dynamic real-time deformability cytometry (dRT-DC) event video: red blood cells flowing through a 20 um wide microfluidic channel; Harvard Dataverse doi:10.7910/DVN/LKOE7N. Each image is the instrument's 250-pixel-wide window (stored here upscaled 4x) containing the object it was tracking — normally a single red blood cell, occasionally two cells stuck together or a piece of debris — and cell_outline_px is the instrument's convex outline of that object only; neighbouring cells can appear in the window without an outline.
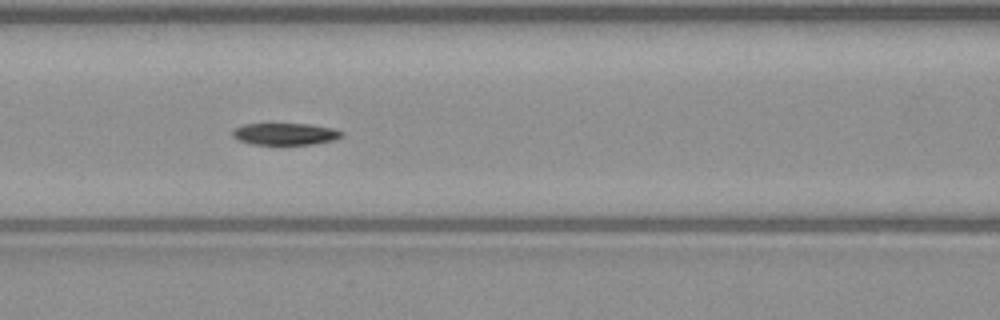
{"species": "common noctule bat (a hibernating species)", "species_latin": "Nyctalus noctula", "temperature_condition": "warm", "stored_images_in_passage": 39, "camera_frame_rate_fps": 3000, "um_per_image_px": 0.085, "animal": {"sex": "male", "body_mass_g": 23.1, "forearm_length_mm": 52.7}, "frame": {"image": 1, "passage_image": 10, "time_ms": 3.0, "image_size_px": [1000, 320], "cell_outline_px": [[344, 136], [336, 140], [312, 144], [252, 144], [240, 140], [232, 136], [232, 132], [236, 128], [244, 124], [308, 124], [336, 128], [344, 132]], "centroid_in_image_um": [24.33, 11.38], "position_along_channel_um": 142.3, "area_um2": 13.93}}
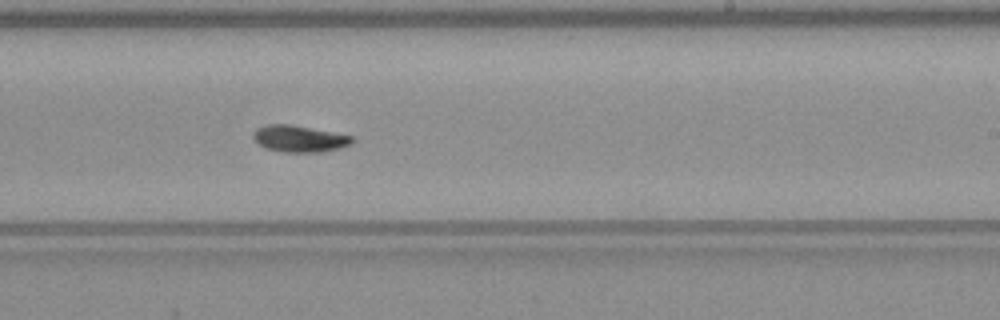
{"frame": {"image": 2, "passage_image": 19, "time_ms": 6.0, "image_size_px": [1000, 320], "cell_outline_px": [[352, 144], [340, 148], [320, 152], [284, 152], [264, 148], [252, 136], [252, 132], [256, 128], [264, 124], [288, 124], [352, 136]], "centroid_in_image_um": [25.39, 11.79], "position_along_channel_um": 263.6, "area_um2": 15.2}}
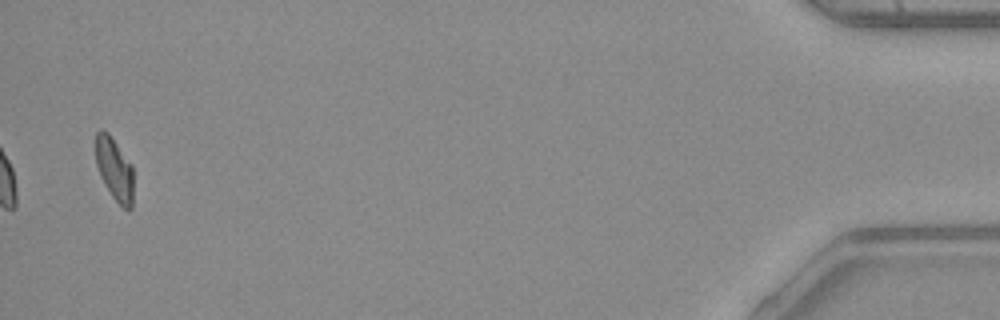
{"frame": {"image": 3, "passage_image": 38, "time_ms": 12.333, "image_size_px": [1000, 320], "cell_outline_px": [[132, 208], [128, 212], [112, 196], [100, 176], [96, 164], [96, 132], [100, 128], [108, 132], [132, 164]], "centroid_in_image_um": [9.72, 14.36], "position_along_channel_um": 425.5, "area_um2": 13.76}, "authors_computed_cell_mechanics": {"area_um2": 14.9124, "velocity_mm_per_s": 4.0632, "shape_relaxation_time_tau1_ms": 9.5855, "shape_relaxation_time_tau2_ms": null, "deformation_change_tau1": 0.2347, "deformation_change_tau2": null}}